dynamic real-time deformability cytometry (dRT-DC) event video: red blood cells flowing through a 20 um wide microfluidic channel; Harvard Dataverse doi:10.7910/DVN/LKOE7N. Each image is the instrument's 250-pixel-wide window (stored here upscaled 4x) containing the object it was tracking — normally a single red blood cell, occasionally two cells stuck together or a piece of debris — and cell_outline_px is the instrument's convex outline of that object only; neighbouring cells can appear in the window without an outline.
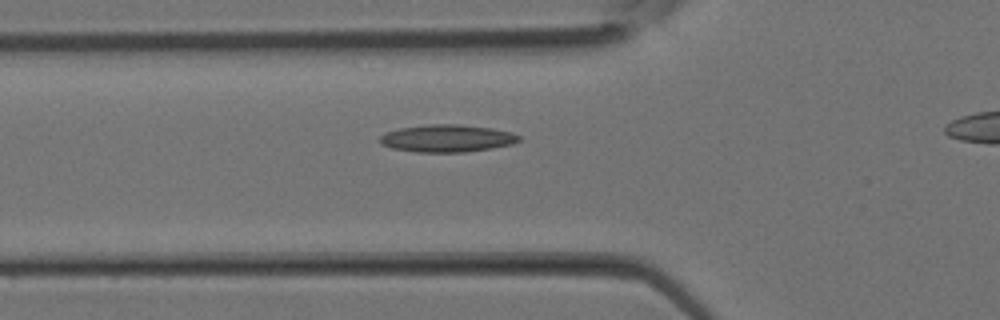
{"species": "Egyptian fruit bat (a non-hibernating species)", "species_latin": "Rousettus aegyptiacus", "temperature_condition": "room temperature", "stored_images_in_passage": 23, "camera_frame_rate_fps": 3000, "um_per_image_px": 0.085, "animal": {"sex": "female"}, "frame": {"image": 1, "passage_image": 6, "time_ms": 1.667, "image_size_px": [1000, 320], "cell_outline_px": [[520, 140], [512, 144], [492, 148], [464, 152], [416, 152], [392, 148], [380, 144], [380, 136], [388, 132], [400, 128], [432, 124], [456, 124], [492, 128], [512, 132], [520, 136]], "centroid_in_image_um": [38.02, 11.76], "position_along_channel_um": 87.8, "area_um2": 22.08}}
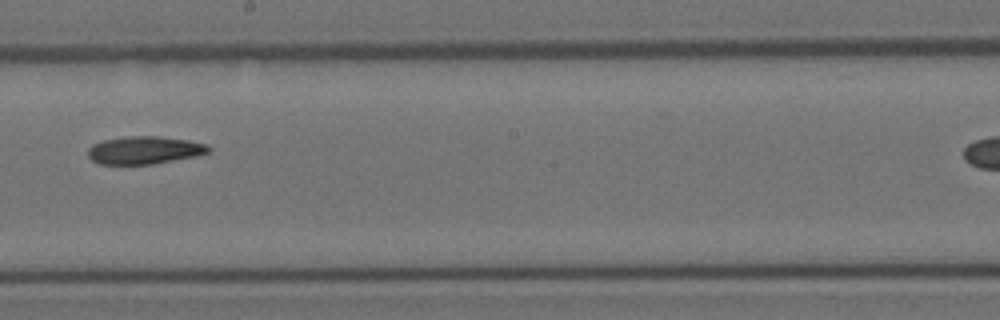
{"frame": {"image": 2, "passage_image": 13, "time_ms": 4.0, "image_size_px": [1000, 320], "cell_outline_px": [[212, 148], [208, 152], [196, 156], [152, 164], [96, 164], [88, 156], [88, 148], [92, 144], [104, 140], [128, 136], [160, 136], [188, 140], [208, 144]], "centroid_in_image_um": [12.28, 12.76], "position_along_channel_um": 235.9, "area_um2": 19.59}}
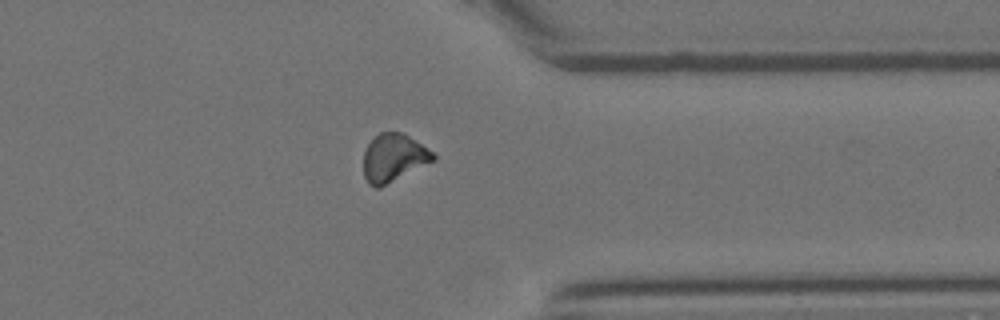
{"frame": {"image": 3, "passage_image": 20, "time_ms": 6.333, "image_size_px": [1000, 320], "cell_outline_px": [[436, 160], [380, 188], [376, 188], [368, 184], [364, 176], [364, 152], [368, 144], [380, 132], [400, 132], [408, 136], [432, 152], [436, 156]], "centroid_in_image_um": [33.45, 13.45], "position_along_channel_um": 378.0, "area_um2": 19.31}}